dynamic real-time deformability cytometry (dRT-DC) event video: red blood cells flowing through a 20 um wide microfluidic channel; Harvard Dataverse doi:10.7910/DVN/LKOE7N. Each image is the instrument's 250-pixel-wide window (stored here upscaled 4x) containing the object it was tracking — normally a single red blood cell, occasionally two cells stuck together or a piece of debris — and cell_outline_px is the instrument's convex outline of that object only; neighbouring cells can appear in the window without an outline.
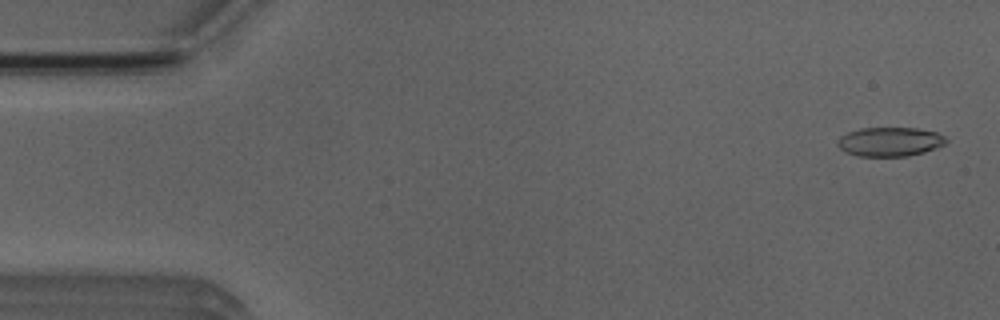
{"species": "Egyptian fruit bat (a non-hibernating species)", "species_latin": "Rousettus aegyptiacus", "temperature_condition": "room temperature", "stored_images_in_passage": 6, "camera_frame_rate_fps": 3000, "um_per_image_px": 0.085, "animal": {"sex": "male"}, "frame": {"image": 1, "passage_image": 1, "time_ms": 0.0, "image_size_px": [1000, 320], "cell_outline_px": [[948, 140], [944, 144], [936, 148], [924, 152], [908, 156], [856, 156], [844, 152], [836, 144], [836, 140], [840, 136], [848, 132], [860, 128], [916, 128], [936, 132], [944, 136]], "centroid_in_image_um": [75.6, 12.05], "position_along_channel_um": 9.4, "area_um2": 18.55}}